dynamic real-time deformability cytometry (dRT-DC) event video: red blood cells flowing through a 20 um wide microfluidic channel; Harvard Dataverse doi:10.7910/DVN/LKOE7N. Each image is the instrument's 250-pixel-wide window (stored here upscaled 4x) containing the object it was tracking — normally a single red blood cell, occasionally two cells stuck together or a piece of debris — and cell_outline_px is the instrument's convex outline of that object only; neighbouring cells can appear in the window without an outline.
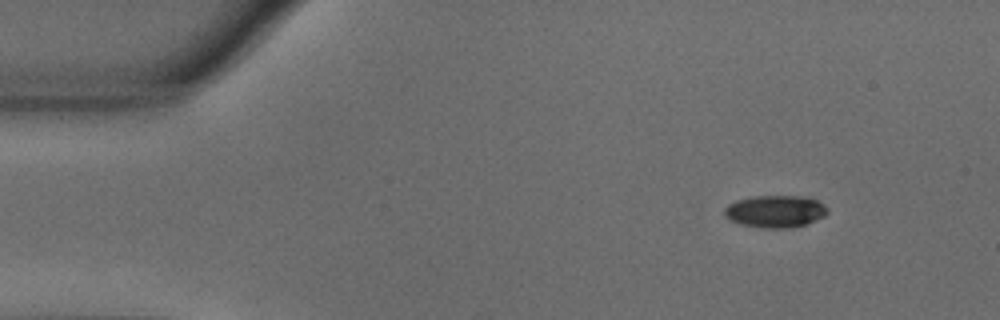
{"species": "common noctule bat (a hibernating species)", "species_latin": "Nyctalus noctula", "temperature_condition": "warm", "stored_images_in_passage": 50, "camera_frame_rate_fps": 3000, "um_per_image_px": 0.085, "animal": {"sex": "male", "body_mass_g": 18.8}, "frame": {"image": 1, "passage_image": 1, "time_ms": 0.0, "image_size_px": [1000, 320], "cell_outline_px": [[828, 212], [824, 216], [804, 224], [788, 228], [764, 228], [740, 224], [728, 220], [724, 216], [724, 208], [728, 204], [736, 200], [756, 196], [800, 196], [816, 200], [824, 204], [828, 208]], "centroid_in_image_um": [65.86, 17.96], "position_along_channel_um": 19.1, "area_um2": 19.31}}
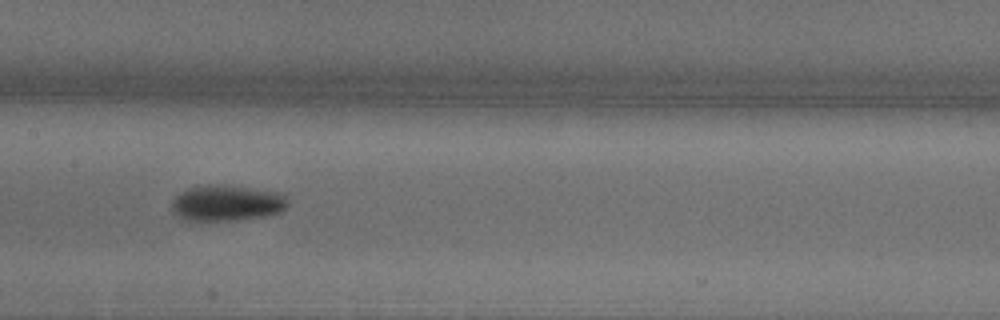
{"frame": {"image": 2, "passage_image": 22, "time_ms": 7.0, "image_size_px": [1000, 320], "cell_outline_px": [[288, 204], [280, 212], [264, 216], [236, 220], [184, 220], [172, 212], [172, 200], [180, 192], [188, 188], [204, 184], [216, 184], [280, 192], [288, 196]], "centroid_in_image_um": [19.27, 17.25], "position_along_channel_um": 188.1, "area_um2": 24.33}}
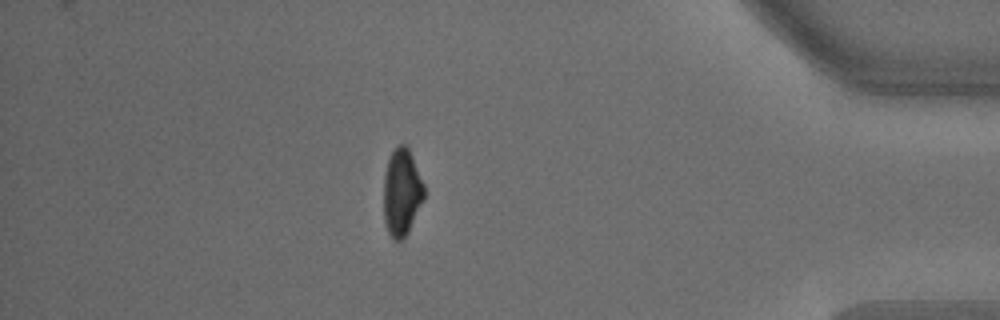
{"frame": {"image": 3, "passage_image": 43, "time_ms": 14.0, "image_size_px": [1000, 320], "cell_outline_px": [[424, 200], [408, 232], [400, 240], [392, 240], [388, 232], [384, 220], [384, 176], [388, 160], [396, 144], [404, 144], [408, 148], [412, 156], [424, 184]], "centroid_in_image_um": [34.15, 16.35], "position_along_channel_um": 401.1, "area_um2": 20.52}, "authors_computed_cell_mechanics": {"area_um2": 21.1837, "velocity_mm_per_s": 3.631, "shape_relaxation_time_tau1_ms": 3.2258, "shape_relaxation_time_tau2_ms": null, "deformation_change_tau1": 0.1433, "deformation_change_tau2": null}}